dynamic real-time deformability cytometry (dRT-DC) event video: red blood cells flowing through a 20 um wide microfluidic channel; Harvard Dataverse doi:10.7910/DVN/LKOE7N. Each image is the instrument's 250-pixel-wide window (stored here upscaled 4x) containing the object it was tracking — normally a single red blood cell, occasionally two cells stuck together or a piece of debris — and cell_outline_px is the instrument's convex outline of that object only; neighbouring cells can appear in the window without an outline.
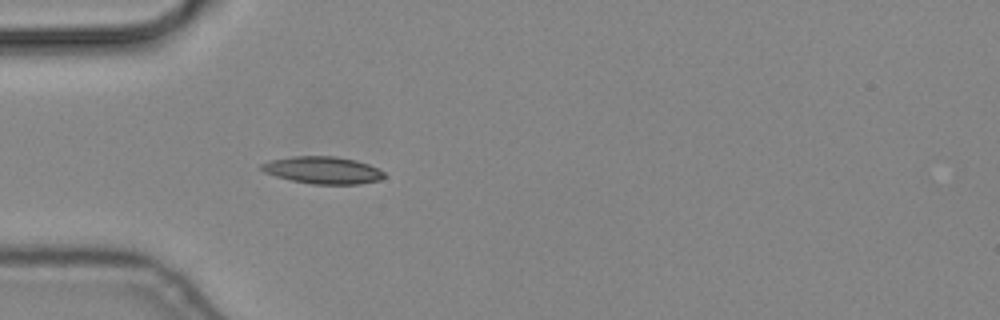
{"species": "common noctule bat (a hibernating species)", "species_latin": "Nyctalus noctula", "temperature_condition": "cold", "stored_images_in_passage": 1, "camera_frame_rate_fps": 3000, "um_per_image_px": 0.085, "animal": {"sex": "male", "body_mass_g": 19.2, "forearm_length_mm": 51.8}, "frame": {"image": 1, "passage_image": 1, "time_ms": 0.0, "image_size_px": [1000, 320], "cell_outline_px": [[384, 176], [380, 180], [360, 184], [312, 184], [292, 180], [276, 176], [264, 172], [260, 168], [260, 164], [268, 160], [292, 156], [336, 156], [356, 160], [368, 164], [384, 172]], "centroid_in_image_um": [27.41, 14.45], "position_along_channel_um": 57.6, "area_um2": 19.48}}